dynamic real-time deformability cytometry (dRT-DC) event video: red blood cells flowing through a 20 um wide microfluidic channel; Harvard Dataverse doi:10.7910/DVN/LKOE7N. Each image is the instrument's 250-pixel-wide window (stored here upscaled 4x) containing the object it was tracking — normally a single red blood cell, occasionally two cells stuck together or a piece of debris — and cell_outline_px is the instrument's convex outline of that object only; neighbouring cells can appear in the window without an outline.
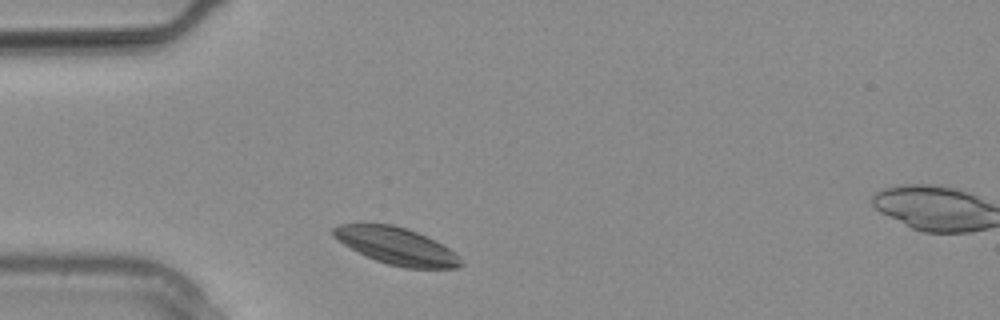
{"species": "common noctule bat (a hibernating species)", "species_latin": "Nyctalus noctula", "temperature_condition": "warm", "stored_images_in_passage": 7, "camera_frame_rate_fps": 3000, "um_per_image_px": 0.085, "animal": {"sex": "male", "body_mass_g": 20.4}, "frame": {"image": 1, "passage_image": 1, "time_ms": 0.0, "image_size_px": [1000, 320], "cell_outline_px": [[464, 264], [460, 268], [404, 268], [388, 264], [376, 260], [336, 240], [332, 236], [332, 228], [340, 224], [392, 224], [416, 232], [448, 248]], "centroid_in_image_um": [33.66, 20.91], "position_along_channel_um": 51.3, "area_um2": 26.88}}
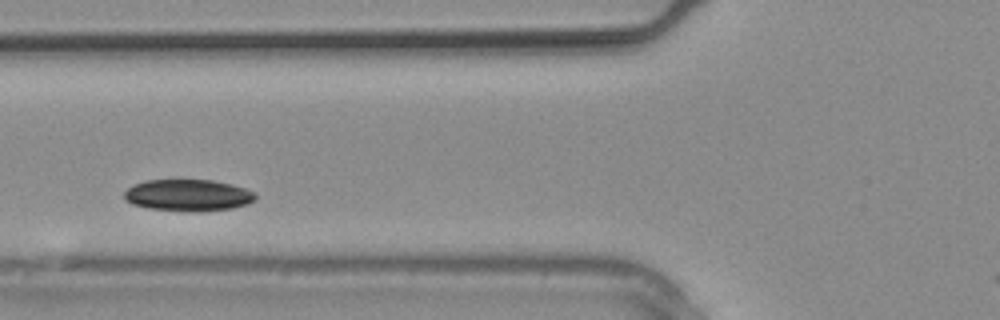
{"frame": {"image": 2, "passage_image": 4, "time_ms": 1.0, "image_size_px": [1000, 320], "cell_outline_px": [[256, 200], [248, 204], [232, 208], [200, 212], [188, 212], [148, 208], [132, 204], [124, 200], [124, 192], [132, 184], [148, 180], [212, 180], [232, 184], [256, 192]], "centroid_in_image_um": [16.0, 16.6], "position_along_channel_um": 109.8, "area_um2": 24.57}}